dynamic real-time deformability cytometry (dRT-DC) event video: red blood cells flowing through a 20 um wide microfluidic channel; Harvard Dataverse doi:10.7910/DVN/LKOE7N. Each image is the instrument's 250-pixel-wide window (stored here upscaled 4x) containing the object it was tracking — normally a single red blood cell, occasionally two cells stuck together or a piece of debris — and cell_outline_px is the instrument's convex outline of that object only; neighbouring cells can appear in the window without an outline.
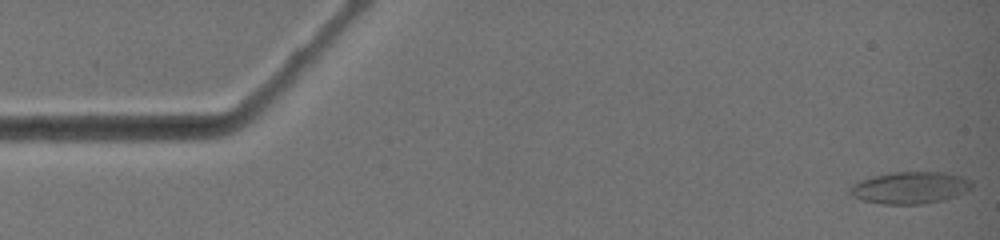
{"species": "common noctule bat (a hibernating species)", "species_latin": "Nyctalus noctula", "temperature_condition": "warm", "stored_images_in_passage": 2, "camera_frame_rate_fps": 3000, "um_per_image_px": 0.085, "animal": {"sex": "female", "body_mass_g": 19.0, "forearm_length_mm": 51.5}, "frame": {"image": 1, "passage_image": 2, "time_ms": 0.333, "image_size_px": [1000, 240], "cell_outline_px": [[972, 188], [956, 196], [944, 200], [920, 204], [884, 204], [860, 200], [852, 196], [848, 192], [848, 188], [852, 184], [860, 180], [872, 176], [892, 172], [944, 172], [960, 176], [972, 180]], "centroid_in_image_um": [77.32, 15.95], "position_along_channel_um": 7.7, "area_um2": 22.89}}